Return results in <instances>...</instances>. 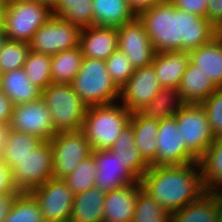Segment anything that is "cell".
Masks as SVG:
<instances>
[{
  "mask_svg": "<svg viewBox=\"0 0 222 222\" xmlns=\"http://www.w3.org/2000/svg\"><path fill=\"white\" fill-rule=\"evenodd\" d=\"M137 16L156 52H190L217 36V29L207 18L180 10L170 0L145 9Z\"/></svg>",
  "mask_w": 222,
  "mask_h": 222,
  "instance_id": "1",
  "label": "cell"
},
{
  "mask_svg": "<svg viewBox=\"0 0 222 222\" xmlns=\"http://www.w3.org/2000/svg\"><path fill=\"white\" fill-rule=\"evenodd\" d=\"M142 190L171 214L198 200L206 190L198 162L184 165H151L140 178Z\"/></svg>",
  "mask_w": 222,
  "mask_h": 222,
  "instance_id": "2",
  "label": "cell"
},
{
  "mask_svg": "<svg viewBox=\"0 0 222 222\" xmlns=\"http://www.w3.org/2000/svg\"><path fill=\"white\" fill-rule=\"evenodd\" d=\"M131 115L120 102L90 106L81 130L93 150L110 149L123 128L130 123Z\"/></svg>",
  "mask_w": 222,
  "mask_h": 222,
  "instance_id": "3",
  "label": "cell"
},
{
  "mask_svg": "<svg viewBox=\"0 0 222 222\" xmlns=\"http://www.w3.org/2000/svg\"><path fill=\"white\" fill-rule=\"evenodd\" d=\"M70 84L88 107L119 102L120 89L112 81L103 60L84 58Z\"/></svg>",
  "mask_w": 222,
  "mask_h": 222,
  "instance_id": "4",
  "label": "cell"
},
{
  "mask_svg": "<svg viewBox=\"0 0 222 222\" xmlns=\"http://www.w3.org/2000/svg\"><path fill=\"white\" fill-rule=\"evenodd\" d=\"M52 16V7L39 0L7 3L3 11L6 39L29 44L35 32Z\"/></svg>",
  "mask_w": 222,
  "mask_h": 222,
  "instance_id": "5",
  "label": "cell"
},
{
  "mask_svg": "<svg viewBox=\"0 0 222 222\" xmlns=\"http://www.w3.org/2000/svg\"><path fill=\"white\" fill-rule=\"evenodd\" d=\"M57 132L82 129L88 106L72 88L71 84L51 83L41 90Z\"/></svg>",
  "mask_w": 222,
  "mask_h": 222,
  "instance_id": "6",
  "label": "cell"
},
{
  "mask_svg": "<svg viewBox=\"0 0 222 222\" xmlns=\"http://www.w3.org/2000/svg\"><path fill=\"white\" fill-rule=\"evenodd\" d=\"M52 146V178L64 179L80 162L92 155V146L82 130L57 132Z\"/></svg>",
  "mask_w": 222,
  "mask_h": 222,
  "instance_id": "7",
  "label": "cell"
},
{
  "mask_svg": "<svg viewBox=\"0 0 222 222\" xmlns=\"http://www.w3.org/2000/svg\"><path fill=\"white\" fill-rule=\"evenodd\" d=\"M52 146L43 141L25 158L12 166V180L19 193H30L52 178Z\"/></svg>",
  "mask_w": 222,
  "mask_h": 222,
  "instance_id": "8",
  "label": "cell"
},
{
  "mask_svg": "<svg viewBox=\"0 0 222 222\" xmlns=\"http://www.w3.org/2000/svg\"><path fill=\"white\" fill-rule=\"evenodd\" d=\"M174 117L183 143L199 159L215 140L205 109L198 103H185Z\"/></svg>",
  "mask_w": 222,
  "mask_h": 222,
  "instance_id": "9",
  "label": "cell"
},
{
  "mask_svg": "<svg viewBox=\"0 0 222 222\" xmlns=\"http://www.w3.org/2000/svg\"><path fill=\"white\" fill-rule=\"evenodd\" d=\"M82 29L60 17L52 16L33 35L30 50L55 55L60 51L80 46Z\"/></svg>",
  "mask_w": 222,
  "mask_h": 222,
  "instance_id": "10",
  "label": "cell"
},
{
  "mask_svg": "<svg viewBox=\"0 0 222 222\" xmlns=\"http://www.w3.org/2000/svg\"><path fill=\"white\" fill-rule=\"evenodd\" d=\"M30 194L38 202L45 222H69L74 193L63 179L51 178Z\"/></svg>",
  "mask_w": 222,
  "mask_h": 222,
  "instance_id": "11",
  "label": "cell"
},
{
  "mask_svg": "<svg viewBox=\"0 0 222 222\" xmlns=\"http://www.w3.org/2000/svg\"><path fill=\"white\" fill-rule=\"evenodd\" d=\"M118 49L130 60L134 69L151 65L157 53L138 16L118 27Z\"/></svg>",
  "mask_w": 222,
  "mask_h": 222,
  "instance_id": "12",
  "label": "cell"
},
{
  "mask_svg": "<svg viewBox=\"0 0 222 222\" xmlns=\"http://www.w3.org/2000/svg\"><path fill=\"white\" fill-rule=\"evenodd\" d=\"M157 153L153 166L184 165L198 162L182 141L176 118L160 120L157 132Z\"/></svg>",
  "mask_w": 222,
  "mask_h": 222,
  "instance_id": "13",
  "label": "cell"
},
{
  "mask_svg": "<svg viewBox=\"0 0 222 222\" xmlns=\"http://www.w3.org/2000/svg\"><path fill=\"white\" fill-rule=\"evenodd\" d=\"M10 125L14 131L34 135L43 141H49L57 133L50 111L41 98L14 105Z\"/></svg>",
  "mask_w": 222,
  "mask_h": 222,
  "instance_id": "14",
  "label": "cell"
},
{
  "mask_svg": "<svg viewBox=\"0 0 222 222\" xmlns=\"http://www.w3.org/2000/svg\"><path fill=\"white\" fill-rule=\"evenodd\" d=\"M162 88L152 65L138 68L120 89L119 102L131 113L138 112L150 103Z\"/></svg>",
  "mask_w": 222,
  "mask_h": 222,
  "instance_id": "15",
  "label": "cell"
},
{
  "mask_svg": "<svg viewBox=\"0 0 222 222\" xmlns=\"http://www.w3.org/2000/svg\"><path fill=\"white\" fill-rule=\"evenodd\" d=\"M97 164L94 186L104 192L140 181V178L109 149L93 150Z\"/></svg>",
  "mask_w": 222,
  "mask_h": 222,
  "instance_id": "16",
  "label": "cell"
},
{
  "mask_svg": "<svg viewBox=\"0 0 222 222\" xmlns=\"http://www.w3.org/2000/svg\"><path fill=\"white\" fill-rule=\"evenodd\" d=\"M80 48L85 58L105 61L118 50V28L93 25L82 29Z\"/></svg>",
  "mask_w": 222,
  "mask_h": 222,
  "instance_id": "17",
  "label": "cell"
},
{
  "mask_svg": "<svg viewBox=\"0 0 222 222\" xmlns=\"http://www.w3.org/2000/svg\"><path fill=\"white\" fill-rule=\"evenodd\" d=\"M142 190L140 181L106 192L103 222H132L138 193Z\"/></svg>",
  "mask_w": 222,
  "mask_h": 222,
  "instance_id": "18",
  "label": "cell"
},
{
  "mask_svg": "<svg viewBox=\"0 0 222 222\" xmlns=\"http://www.w3.org/2000/svg\"><path fill=\"white\" fill-rule=\"evenodd\" d=\"M222 215V194L204 193L198 200L175 211L171 222H216Z\"/></svg>",
  "mask_w": 222,
  "mask_h": 222,
  "instance_id": "19",
  "label": "cell"
},
{
  "mask_svg": "<svg viewBox=\"0 0 222 222\" xmlns=\"http://www.w3.org/2000/svg\"><path fill=\"white\" fill-rule=\"evenodd\" d=\"M0 90L14 105L26 104L41 98V89L29 80L23 68L0 74Z\"/></svg>",
  "mask_w": 222,
  "mask_h": 222,
  "instance_id": "20",
  "label": "cell"
},
{
  "mask_svg": "<svg viewBox=\"0 0 222 222\" xmlns=\"http://www.w3.org/2000/svg\"><path fill=\"white\" fill-rule=\"evenodd\" d=\"M189 61L222 88V39L217 35L209 43L189 52Z\"/></svg>",
  "mask_w": 222,
  "mask_h": 222,
  "instance_id": "21",
  "label": "cell"
},
{
  "mask_svg": "<svg viewBox=\"0 0 222 222\" xmlns=\"http://www.w3.org/2000/svg\"><path fill=\"white\" fill-rule=\"evenodd\" d=\"M189 63V52H157L153 63L158 81L163 87L178 88Z\"/></svg>",
  "mask_w": 222,
  "mask_h": 222,
  "instance_id": "22",
  "label": "cell"
},
{
  "mask_svg": "<svg viewBox=\"0 0 222 222\" xmlns=\"http://www.w3.org/2000/svg\"><path fill=\"white\" fill-rule=\"evenodd\" d=\"M217 87L199 67L190 61L178 86L179 95L184 103L200 104L207 99Z\"/></svg>",
  "mask_w": 222,
  "mask_h": 222,
  "instance_id": "23",
  "label": "cell"
},
{
  "mask_svg": "<svg viewBox=\"0 0 222 222\" xmlns=\"http://www.w3.org/2000/svg\"><path fill=\"white\" fill-rule=\"evenodd\" d=\"M95 26L120 27L137 17L128 0H92Z\"/></svg>",
  "mask_w": 222,
  "mask_h": 222,
  "instance_id": "24",
  "label": "cell"
},
{
  "mask_svg": "<svg viewBox=\"0 0 222 222\" xmlns=\"http://www.w3.org/2000/svg\"><path fill=\"white\" fill-rule=\"evenodd\" d=\"M105 195L95 186L75 195L69 222H103Z\"/></svg>",
  "mask_w": 222,
  "mask_h": 222,
  "instance_id": "25",
  "label": "cell"
},
{
  "mask_svg": "<svg viewBox=\"0 0 222 222\" xmlns=\"http://www.w3.org/2000/svg\"><path fill=\"white\" fill-rule=\"evenodd\" d=\"M198 163L206 192L222 194V136L215 138Z\"/></svg>",
  "mask_w": 222,
  "mask_h": 222,
  "instance_id": "26",
  "label": "cell"
},
{
  "mask_svg": "<svg viewBox=\"0 0 222 222\" xmlns=\"http://www.w3.org/2000/svg\"><path fill=\"white\" fill-rule=\"evenodd\" d=\"M130 123L133 128L138 151L144 161L151 166L156 161V138L159 121L149 120L140 115L138 112H134L131 115Z\"/></svg>",
  "mask_w": 222,
  "mask_h": 222,
  "instance_id": "27",
  "label": "cell"
},
{
  "mask_svg": "<svg viewBox=\"0 0 222 222\" xmlns=\"http://www.w3.org/2000/svg\"><path fill=\"white\" fill-rule=\"evenodd\" d=\"M109 150L124 164H127L139 178H141L150 167L138 151L131 123L123 128L118 139Z\"/></svg>",
  "mask_w": 222,
  "mask_h": 222,
  "instance_id": "28",
  "label": "cell"
},
{
  "mask_svg": "<svg viewBox=\"0 0 222 222\" xmlns=\"http://www.w3.org/2000/svg\"><path fill=\"white\" fill-rule=\"evenodd\" d=\"M184 104L178 88L163 87L138 113L149 120L160 121L173 117Z\"/></svg>",
  "mask_w": 222,
  "mask_h": 222,
  "instance_id": "29",
  "label": "cell"
},
{
  "mask_svg": "<svg viewBox=\"0 0 222 222\" xmlns=\"http://www.w3.org/2000/svg\"><path fill=\"white\" fill-rule=\"evenodd\" d=\"M84 58L80 46L52 55L50 71L52 83L70 84L79 73Z\"/></svg>",
  "mask_w": 222,
  "mask_h": 222,
  "instance_id": "30",
  "label": "cell"
},
{
  "mask_svg": "<svg viewBox=\"0 0 222 222\" xmlns=\"http://www.w3.org/2000/svg\"><path fill=\"white\" fill-rule=\"evenodd\" d=\"M52 10L54 16L81 29L94 25L92 0H58Z\"/></svg>",
  "mask_w": 222,
  "mask_h": 222,
  "instance_id": "31",
  "label": "cell"
},
{
  "mask_svg": "<svg viewBox=\"0 0 222 222\" xmlns=\"http://www.w3.org/2000/svg\"><path fill=\"white\" fill-rule=\"evenodd\" d=\"M42 142L43 140L34 135L12 130L0 160L11 168L16 161L25 158Z\"/></svg>",
  "mask_w": 222,
  "mask_h": 222,
  "instance_id": "32",
  "label": "cell"
},
{
  "mask_svg": "<svg viewBox=\"0 0 222 222\" xmlns=\"http://www.w3.org/2000/svg\"><path fill=\"white\" fill-rule=\"evenodd\" d=\"M3 222H45L40 206L30 193H19Z\"/></svg>",
  "mask_w": 222,
  "mask_h": 222,
  "instance_id": "33",
  "label": "cell"
},
{
  "mask_svg": "<svg viewBox=\"0 0 222 222\" xmlns=\"http://www.w3.org/2000/svg\"><path fill=\"white\" fill-rule=\"evenodd\" d=\"M51 58L52 55L30 50L23 66L29 80L41 90L52 83Z\"/></svg>",
  "mask_w": 222,
  "mask_h": 222,
  "instance_id": "34",
  "label": "cell"
},
{
  "mask_svg": "<svg viewBox=\"0 0 222 222\" xmlns=\"http://www.w3.org/2000/svg\"><path fill=\"white\" fill-rule=\"evenodd\" d=\"M171 215L155 198L143 190L138 193L132 222H171Z\"/></svg>",
  "mask_w": 222,
  "mask_h": 222,
  "instance_id": "35",
  "label": "cell"
},
{
  "mask_svg": "<svg viewBox=\"0 0 222 222\" xmlns=\"http://www.w3.org/2000/svg\"><path fill=\"white\" fill-rule=\"evenodd\" d=\"M96 174L97 164L92 154L88 158L82 160L75 170L63 180L67 183L74 195H77L94 187Z\"/></svg>",
  "mask_w": 222,
  "mask_h": 222,
  "instance_id": "36",
  "label": "cell"
},
{
  "mask_svg": "<svg viewBox=\"0 0 222 222\" xmlns=\"http://www.w3.org/2000/svg\"><path fill=\"white\" fill-rule=\"evenodd\" d=\"M29 51L27 43L6 40L0 49V74L23 68Z\"/></svg>",
  "mask_w": 222,
  "mask_h": 222,
  "instance_id": "37",
  "label": "cell"
},
{
  "mask_svg": "<svg viewBox=\"0 0 222 222\" xmlns=\"http://www.w3.org/2000/svg\"><path fill=\"white\" fill-rule=\"evenodd\" d=\"M105 63L112 81L119 89L127 83L135 71L130 60L119 49L106 59Z\"/></svg>",
  "mask_w": 222,
  "mask_h": 222,
  "instance_id": "38",
  "label": "cell"
},
{
  "mask_svg": "<svg viewBox=\"0 0 222 222\" xmlns=\"http://www.w3.org/2000/svg\"><path fill=\"white\" fill-rule=\"evenodd\" d=\"M205 109L215 138L222 136V88H217L200 103Z\"/></svg>",
  "mask_w": 222,
  "mask_h": 222,
  "instance_id": "39",
  "label": "cell"
},
{
  "mask_svg": "<svg viewBox=\"0 0 222 222\" xmlns=\"http://www.w3.org/2000/svg\"><path fill=\"white\" fill-rule=\"evenodd\" d=\"M176 8L206 18L207 0H170Z\"/></svg>",
  "mask_w": 222,
  "mask_h": 222,
  "instance_id": "40",
  "label": "cell"
},
{
  "mask_svg": "<svg viewBox=\"0 0 222 222\" xmlns=\"http://www.w3.org/2000/svg\"><path fill=\"white\" fill-rule=\"evenodd\" d=\"M19 193L12 180L11 169L0 160V196Z\"/></svg>",
  "mask_w": 222,
  "mask_h": 222,
  "instance_id": "41",
  "label": "cell"
},
{
  "mask_svg": "<svg viewBox=\"0 0 222 222\" xmlns=\"http://www.w3.org/2000/svg\"><path fill=\"white\" fill-rule=\"evenodd\" d=\"M206 18L217 30L222 26V0H207Z\"/></svg>",
  "mask_w": 222,
  "mask_h": 222,
  "instance_id": "42",
  "label": "cell"
},
{
  "mask_svg": "<svg viewBox=\"0 0 222 222\" xmlns=\"http://www.w3.org/2000/svg\"><path fill=\"white\" fill-rule=\"evenodd\" d=\"M14 104L0 90V123H8L11 120Z\"/></svg>",
  "mask_w": 222,
  "mask_h": 222,
  "instance_id": "43",
  "label": "cell"
},
{
  "mask_svg": "<svg viewBox=\"0 0 222 222\" xmlns=\"http://www.w3.org/2000/svg\"><path fill=\"white\" fill-rule=\"evenodd\" d=\"M131 8L138 15L141 11L151 8L157 4L164 2L165 0H128Z\"/></svg>",
  "mask_w": 222,
  "mask_h": 222,
  "instance_id": "44",
  "label": "cell"
},
{
  "mask_svg": "<svg viewBox=\"0 0 222 222\" xmlns=\"http://www.w3.org/2000/svg\"><path fill=\"white\" fill-rule=\"evenodd\" d=\"M19 193H14L7 196H0V222L4 221V218L6 217V214L10 210V207L13 203L14 198Z\"/></svg>",
  "mask_w": 222,
  "mask_h": 222,
  "instance_id": "45",
  "label": "cell"
},
{
  "mask_svg": "<svg viewBox=\"0 0 222 222\" xmlns=\"http://www.w3.org/2000/svg\"><path fill=\"white\" fill-rule=\"evenodd\" d=\"M12 128L10 122L0 123V158L5 150V144L8 142Z\"/></svg>",
  "mask_w": 222,
  "mask_h": 222,
  "instance_id": "46",
  "label": "cell"
},
{
  "mask_svg": "<svg viewBox=\"0 0 222 222\" xmlns=\"http://www.w3.org/2000/svg\"><path fill=\"white\" fill-rule=\"evenodd\" d=\"M5 8V4L0 1V29L3 28V11Z\"/></svg>",
  "mask_w": 222,
  "mask_h": 222,
  "instance_id": "47",
  "label": "cell"
},
{
  "mask_svg": "<svg viewBox=\"0 0 222 222\" xmlns=\"http://www.w3.org/2000/svg\"><path fill=\"white\" fill-rule=\"evenodd\" d=\"M6 35L5 32L3 30V28L0 29V49L2 48V45L4 44V42L6 41Z\"/></svg>",
  "mask_w": 222,
  "mask_h": 222,
  "instance_id": "48",
  "label": "cell"
},
{
  "mask_svg": "<svg viewBox=\"0 0 222 222\" xmlns=\"http://www.w3.org/2000/svg\"><path fill=\"white\" fill-rule=\"evenodd\" d=\"M53 7L58 0H39Z\"/></svg>",
  "mask_w": 222,
  "mask_h": 222,
  "instance_id": "49",
  "label": "cell"
},
{
  "mask_svg": "<svg viewBox=\"0 0 222 222\" xmlns=\"http://www.w3.org/2000/svg\"><path fill=\"white\" fill-rule=\"evenodd\" d=\"M217 35L222 39V26L217 30Z\"/></svg>",
  "mask_w": 222,
  "mask_h": 222,
  "instance_id": "50",
  "label": "cell"
},
{
  "mask_svg": "<svg viewBox=\"0 0 222 222\" xmlns=\"http://www.w3.org/2000/svg\"><path fill=\"white\" fill-rule=\"evenodd\" d=\"M3 4L10 3L12 1H18V0H0Z\"/></svg>",
  "mask_w": 222,
  "mask_h": 222,
  "instance_id": "51",
  "label": "cell"
},
{
  "mask_svg": "<svg viewBox=\"0 0 222 222\" xmlns=\"http://www.w3.org/2000/svg\"><path fill=\"white\" fill-rule=\"evenodd\" d=\"M216 222H222V215L218 218Z\"/></svg>",
  "mask_w": 222,
  "mask_h": 222,
  "instance_id": "52",
  "label": "cell"
}]
</instances>
